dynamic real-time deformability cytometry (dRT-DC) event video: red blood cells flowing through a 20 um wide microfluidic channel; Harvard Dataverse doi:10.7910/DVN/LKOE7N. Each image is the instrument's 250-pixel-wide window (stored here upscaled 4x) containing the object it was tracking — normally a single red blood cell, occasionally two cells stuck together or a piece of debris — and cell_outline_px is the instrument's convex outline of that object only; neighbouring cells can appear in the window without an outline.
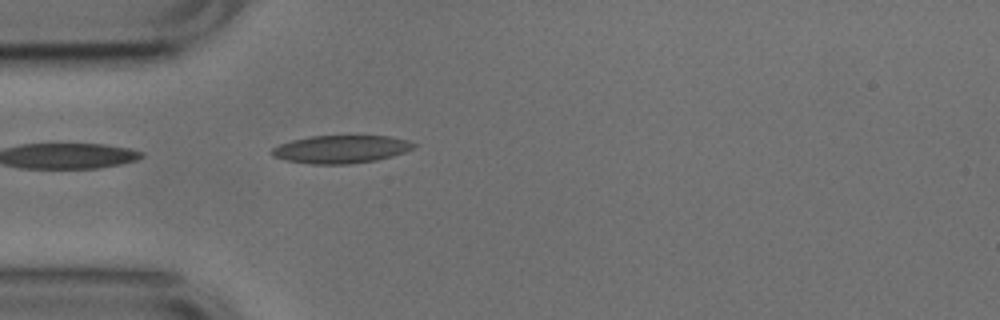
{"species": "common noctule bat (a hibernating species)", "species_latin": "Nyctalus noctula", "temperature_condition": "cold", "stored_images_in_passage": 5, "camera_frame_rate_fps": 3000, "um_per_image_px": 0.085, "animal": {"sex": "male", "body_mass_g": 17.9, "forearm_length_mm": 54.2}, "frame": {"image": 1, "passage_image": 1, "time_ms": 0.0, "image_size_px": [1000, 320], "cell_outline_px": [[420, 144], [404, 152], [392, 156], [376, 160], [348, 164], [312, 164], [288, 160], [272, 156], [272, 148], [280, 144], [292, 140], [312, 136], [388, 136], [408, 140]], "centroid_in_image_um": [29.02, 12.68], "position_along_channel_um": 56.0, "area_um2": 22.89}}